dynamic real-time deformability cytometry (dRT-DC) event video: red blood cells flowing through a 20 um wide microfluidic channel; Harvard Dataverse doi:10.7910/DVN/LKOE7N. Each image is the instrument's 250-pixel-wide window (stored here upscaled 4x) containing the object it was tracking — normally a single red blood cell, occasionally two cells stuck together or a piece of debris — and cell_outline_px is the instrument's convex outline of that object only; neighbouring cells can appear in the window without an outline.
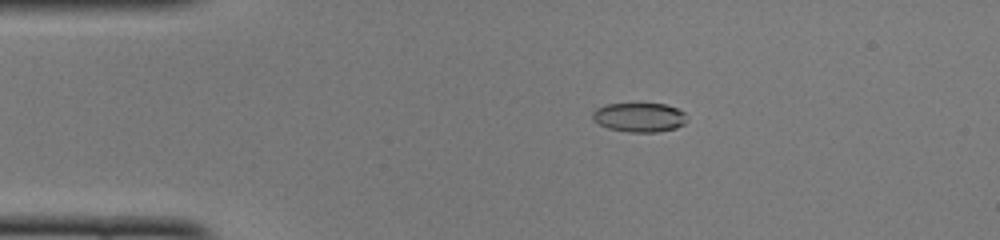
{"species": "common noctule bat (a hibernating species)", "species_latin": "Nyctalus noctula", "temperature_condition": "cold", "stored_images_in_passage": 50, "camera_frame_rate_fps": 3000, "um_per_image_px": 0.085, "animal": {"sex": "female", "body_mass_g": 22.0, "forearm_length_mm": 56.7}, "frame": {"image": 1, "passage_image": 10, "time_ms": 3.0, "image_size_px": [1000, 240], "cell_outline_px": [[688, 120], [684, 124], [676, 128], [656, 132], [628, 132], [608, 128], [600, 124], [592, 116], [592, 112], [596, 108], [604, 104], [664, 104], [676, 108], [684, 112]], "centroid_in_image_um": [54.36, 9.97], "position_along_channel_um": 30.6, "area_um2": 16.01}}
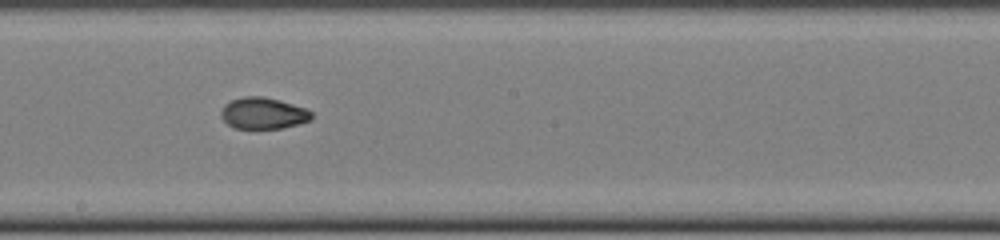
{"frame": {"image": 2, "passage_image": 28, "time_ms": 9.0, "image_size_px": [1000, 240], "cell_outline_px": [[312, 120], [280, 128], [232, 128], [220, 116], [220, 112], [224, 104], [232, 100], [244, 96], [260, 96], [280, 100], [308, 108], [312, 112]], "centroid_in_image_um": [22.38, 9.61], "position_along_channel_um": 225.8, "area_um2": 16.65}}
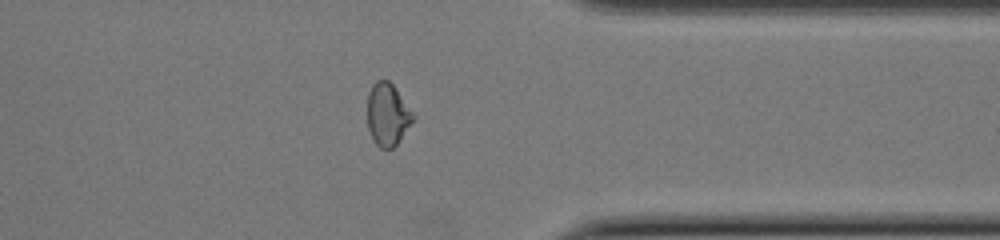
{"frame": {"image": 3, "passage_image": 40, "time_ms": 13.0, "image_size_px": [1000, 240], "cell_outline_px": [[416, 116], [396, 144], [392, 148], [380, 148], [372, 140], [368, 128], [368, 92], [372, 84], [376, 80], [388, 80], [392, 84]], "centroid_in_image_um": [32.92, 9.72], "position_along_channel_um": 378.5, "area_um2": 16.47}, "authors_computed_cell_mechanics": {"area_um2": 16.8776, "velocity_mm_per_s": 4.0079, "shape_relaxation_time_tau1_ms": null, "shape_relaxation_time_tau2_ms": 2.2831, "deformation_change_tau1": null, "deformation_change_tau2": 0.0556}}